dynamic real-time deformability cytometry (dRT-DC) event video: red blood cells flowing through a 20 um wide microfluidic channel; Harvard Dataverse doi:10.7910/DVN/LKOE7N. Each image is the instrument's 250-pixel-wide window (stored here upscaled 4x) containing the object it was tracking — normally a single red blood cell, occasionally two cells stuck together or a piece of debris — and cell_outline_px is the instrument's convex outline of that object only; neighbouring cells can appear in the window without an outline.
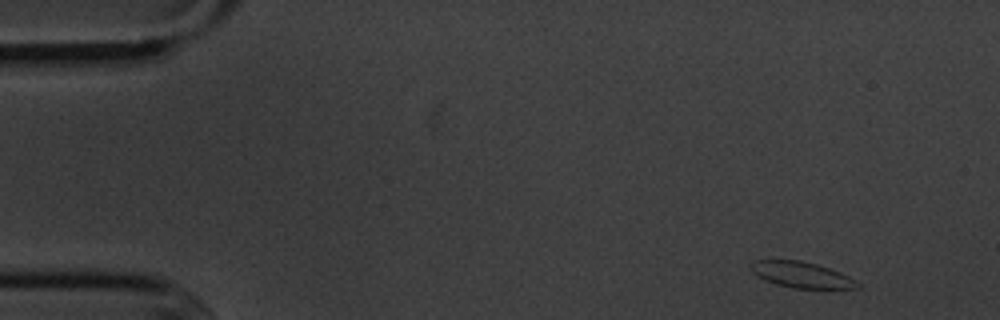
{"species": "common noctule bat (a hibernating species)", "species_latin": "Nyctalus noctula", "temperature_condition": "cold", "stored_images_in_passage": 4, "camera_frame_rate_fps": 3000, "um_per_image_px": 0.085, "animal": {"sex": "male", "body_mass_g": 20.1, "forearm_length_mm": 53.5}, "frame": {"image": 1, "passage_image": 1, "time_ms": 0.0, "image_size_px": [1000, 320], "cell_outline_px": [[860, 288], [792, 288], [776, 284], [764, 280], [752, 272], [752, 260], [800, 260], [816, 264], [840, 272], [856, 280], [860, 284]], "centroid_in_image_um": [68.13, 23.36], "position_along_channel_um": 16.9, "area_um2": 15.95}}
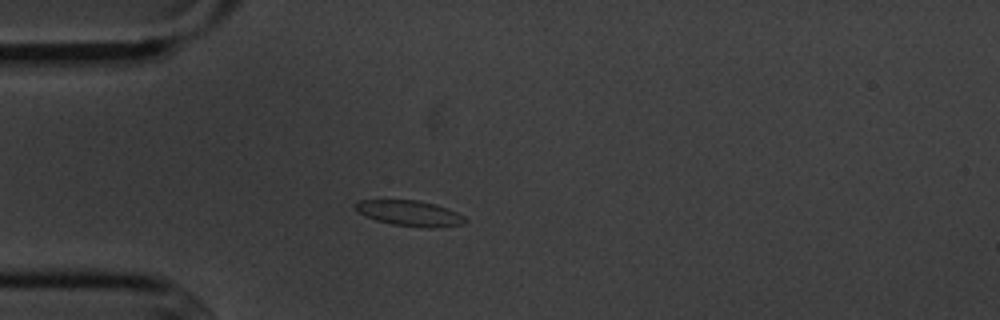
{"frame": {"image": 2, "passage_image": 3, "time_ms": 3.333, "image_size_px": [1000, 320], "cell_outline_px": [[468, 220], [464, 224], [440, 228], [424, 228], [392, 224], [376, 220], [364, 216], [352, 204], [360, 200], [416, 200], [436, 204], [448, 208], [464, 216]], "centroid_in_image_um": [34.87, 18.14], "position_along_channel_um": 50.1, "area_um2": 16.53}}